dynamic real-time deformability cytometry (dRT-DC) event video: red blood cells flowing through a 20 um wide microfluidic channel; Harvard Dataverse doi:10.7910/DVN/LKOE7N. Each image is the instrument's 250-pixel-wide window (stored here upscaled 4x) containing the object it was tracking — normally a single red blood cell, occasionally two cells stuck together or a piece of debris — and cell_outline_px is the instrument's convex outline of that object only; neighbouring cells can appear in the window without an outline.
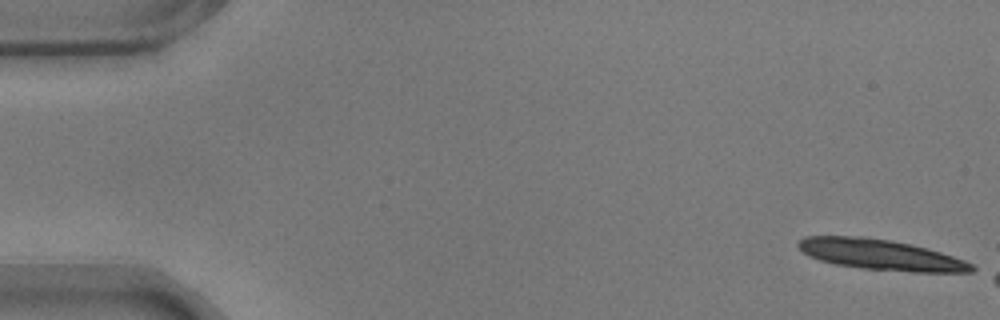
{"species": "common noctule bat (a hibernating species)", "species_latin": "Nyctalus noctula", "temperature_condition": "warm", "stored_images_in_passage": 9, "camera_frame_rate_fps": 3000, "um_per_image_px": 0.085, "animal": {"sex": "male", "body_mass_g": 17.9}, "frame": {"image": 1, "passage_image": 1, "time_ms": 0.0, "image_size_px": [1000, 320], "cell_outline_px": [[976, 268], [972, 272], [912, 272], [864, 268], [836, 264], [820, 260], [808, 256], [796, 244], [804, 236], [864, 236], [892, 240], [912, 244], [928, 248], [964, 260], [972, 264]], "centroid_in_image_um": [74.86, 21.64], "position_along_channel_um": 10.1, "area_um2": 30.87}}